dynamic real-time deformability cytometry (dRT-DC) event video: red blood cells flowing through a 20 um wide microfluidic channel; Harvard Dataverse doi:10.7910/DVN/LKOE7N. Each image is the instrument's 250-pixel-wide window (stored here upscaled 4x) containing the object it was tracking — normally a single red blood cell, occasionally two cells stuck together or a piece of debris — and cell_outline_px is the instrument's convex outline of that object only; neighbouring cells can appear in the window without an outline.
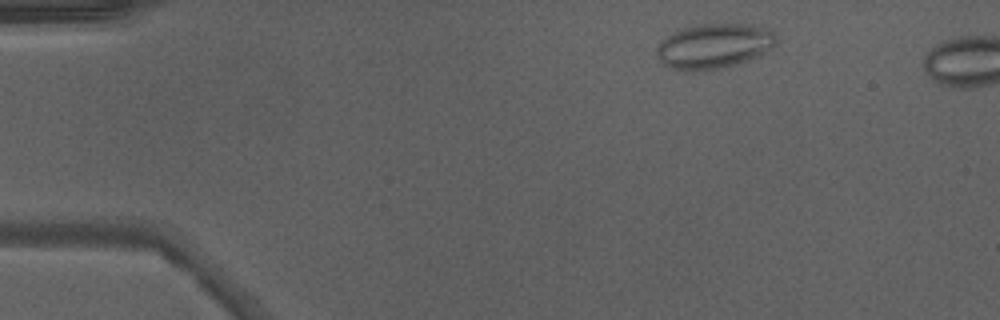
{"species": "Egyptian fruit bat (a non-hibernating species)", "species_latin": "Rousettus aegyptiacus", "temperature_condition": "warm", "stored_images_in_passage": 12, "camera_frame_rate_fps": 3000, "um_per_image_px": 0.085, "animal": {"sex": "male"}, "frame": {"image": 1, "passage_image": 4, "time_ms": 1.0, "image_size_px": [1000, 320], "cell_outline_px": [[776, 44], [760, 56], [736, 64], [716, 68], [692, 72], [684, 72], [672, 68], [664, 64], [660, 60], [656, 52], [656, 48], [668, 36], [684, 28], [696, 24], [744, 24], [760, 28], [772, 32], [776, 36]], "centroid_in_image_um": [60.67, 3.93], "position_along_channel_um": 24.3, "area_um2": 30.81}}